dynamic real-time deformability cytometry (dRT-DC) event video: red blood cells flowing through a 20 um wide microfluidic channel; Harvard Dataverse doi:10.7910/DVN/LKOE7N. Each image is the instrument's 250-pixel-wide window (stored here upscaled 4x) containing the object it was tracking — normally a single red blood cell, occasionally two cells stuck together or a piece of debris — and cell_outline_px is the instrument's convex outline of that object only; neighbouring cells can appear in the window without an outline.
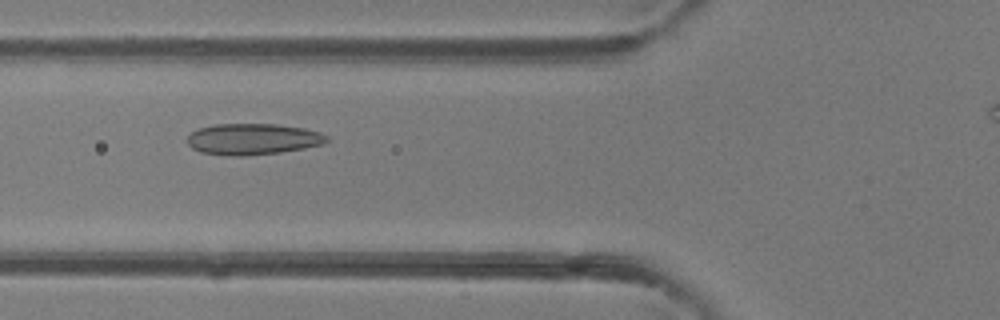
{"species": "common noctule bat (a hibernating species)", "species_latin": "Nyctalus noctula", "temperature_condition": "room temperature", "stored_images_in_passage": 29, "camera_frame_rate_fps": 3000, "um_per_image_px": 0.085, "animal": {"sex": "female"}, "frame": {"image": 1, "passage_image": 4, "time_ms": 1.0, "image_size_px": [1000, 320], "cell_outline_px": [[328, 140], [320, 144], [304, 148], [280, 152], [248, 156], [228, 156], [200, 152], [192, 148], [188, 144], [188, 136], [192, 132], [200, 128], [216, 124], [276, 124], [304, 128], [320, 132], [328, 136]], "centroid_in_image_um": [21.48, 11.83], "position_along_channel_um": 104.3, "area_um2": 25.32}}
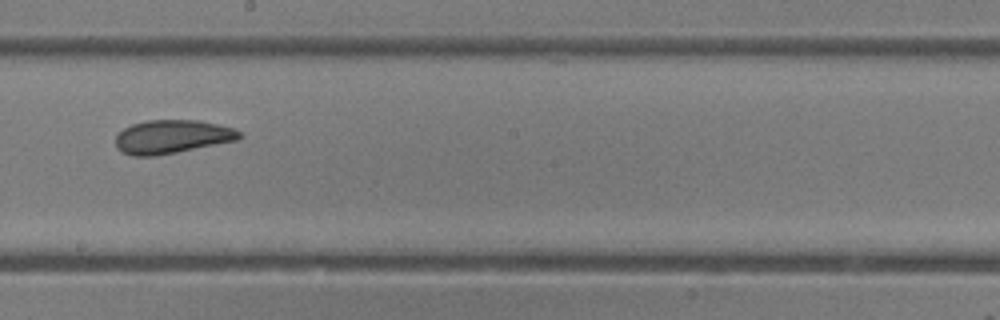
{"frame": {"image": 2, "passage_image": 13, "time_ms": 4.0, "image_size_px": [1000, 320], "cell_outline_px": [[244, 136], [236, 140], [156, 156], [132, 156], [120, 152], [116, 148], [116, 136], [124, 128], [132, 124], [148, 120], [200, 120], [236, 128]], "centroid_in_image_um": [14.62, 11.62], "position_along_channel_um": 233.6, "area_um2": 24.28}}
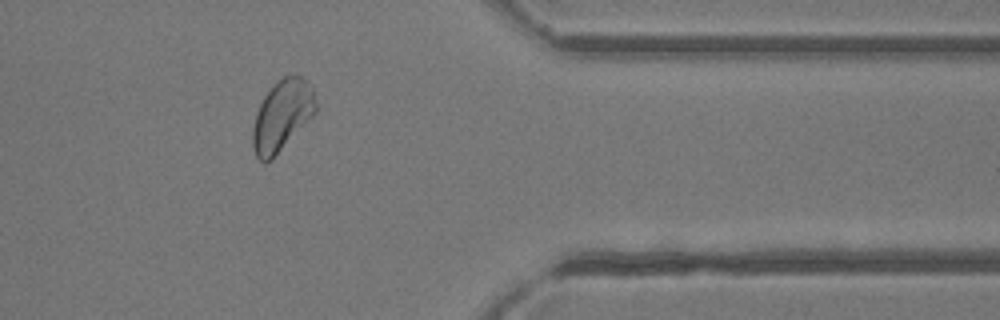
{"frame": {"image": 3, "passage_image": 25, "time_ms": 8.0, "image_size_px": [1000, 320], "cell_outline_px": [[316, 112], [272, 160], [264, 164], [256, 156], [252, 144], [252, 128], [260, 104], [264, 96], [272, 84], [276, 80], [284, 76], [300, 76], [308, 80], [312, 88], [316, 104]], "centroid_in_image_um": [23.96, 9.83], "position_along_channel_um": 387.4, "area_um2": 26.01}}